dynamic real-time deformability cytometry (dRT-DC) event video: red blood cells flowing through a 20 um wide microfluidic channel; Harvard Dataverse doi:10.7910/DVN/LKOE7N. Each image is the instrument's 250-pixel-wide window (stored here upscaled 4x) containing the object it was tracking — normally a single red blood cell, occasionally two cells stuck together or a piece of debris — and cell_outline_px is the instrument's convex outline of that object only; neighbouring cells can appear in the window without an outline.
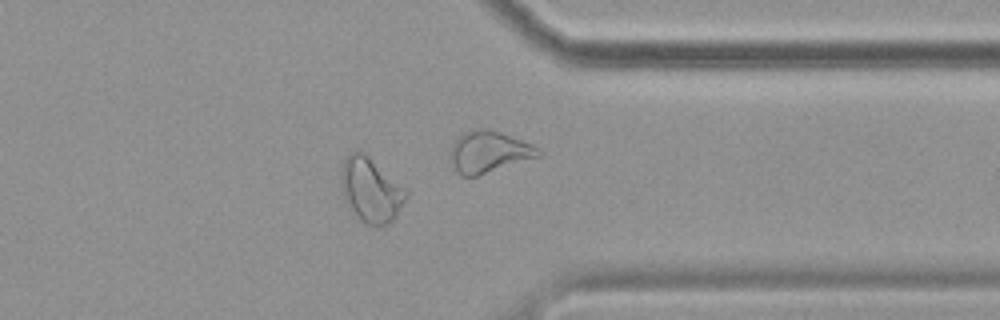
{"species": "common noctule bat (a hibernating species)", "species_latin": "Nyctalus noctula", "temperature_condition": "cold", "stored_images_in_passage": 40, "camera_frame_rate_fps": 3000, "um_per_image_px": 0.085, "animal": {"sex": "female", "body_mass_g": 19.9}, "frame": {"image": 1, "passage_image": 29, "time_ms": 9.333, "image_size_px": [1000, 320], "cell_outline_px": [[408, 196], [396, 216], [392, 220], [384, 224], [364, 224], [352, 216], [344, 200], [340, 180], [340, 176], [344, 160], [352, 152], [364, 152], [404, 188], [408, 192]], "centroid_in_image_um": [31.48, 16.18], "position_along_channel_um": 379.9, "area_um2": 24.28}}